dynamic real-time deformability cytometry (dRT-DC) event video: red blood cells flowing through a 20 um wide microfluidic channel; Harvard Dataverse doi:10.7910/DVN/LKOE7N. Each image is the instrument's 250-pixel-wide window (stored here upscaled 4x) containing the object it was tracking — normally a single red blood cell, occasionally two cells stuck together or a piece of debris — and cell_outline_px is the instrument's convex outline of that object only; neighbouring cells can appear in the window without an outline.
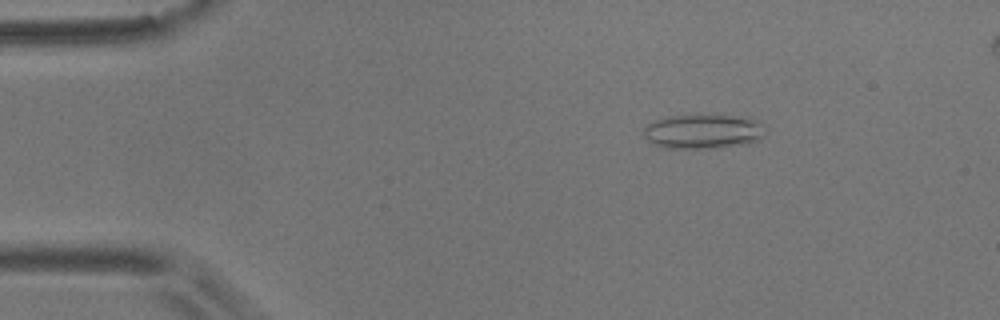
{"species": "common noctule bat (a hibernating species)", "species_latin": "Nyctalus noctula", "temperature_condition": "room temperature", "stored_images_in_passage": 6, "camera_frame_rate_fps": 3000, "um_per_image_px": 0.085, "animal": {"sex": "male", "body_mass_g": 17.9}, "frame": {"image": 1, "passage_image": 3, "time_ms": 0.667, "image_size_px": [1000, 320], "cell_outline_px": [[764, 136], [760, 140], [744, 144], [720, 148], [668, 148], [652, 144], [640, 132], [648, 124], [656, 120], [668, 116], [732, 116], [756, 120], [764, 124]], "centroid_in_image_um": [59.76, 11.2], "position_along_channel_um": 25.2, "area_um2": 24.33}}